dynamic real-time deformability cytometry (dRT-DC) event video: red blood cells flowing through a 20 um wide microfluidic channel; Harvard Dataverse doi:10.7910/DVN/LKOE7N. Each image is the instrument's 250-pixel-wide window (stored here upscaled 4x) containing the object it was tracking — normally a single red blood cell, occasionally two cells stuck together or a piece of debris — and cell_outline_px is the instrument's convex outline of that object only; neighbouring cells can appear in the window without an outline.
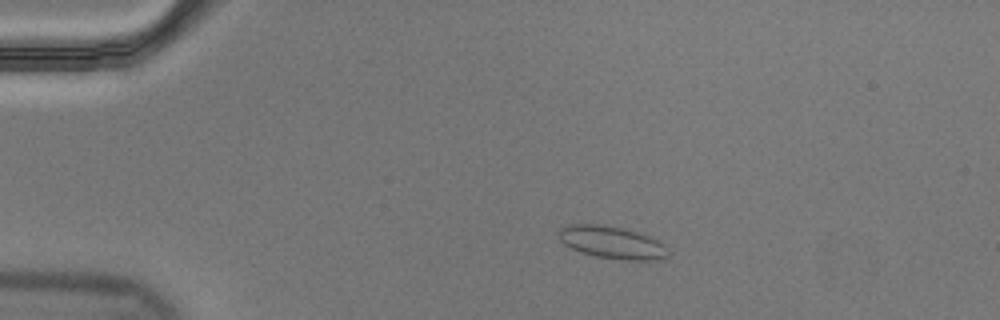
{"species": "Egyptian fruit bat (a non-hibernating species)", "species_latin": "Rousettus aegyptiacus", "temperature_condition": "cold", "stored_images_in_passage": 54, "camera_frame_rate_fps": 3000, "um_per_image_px": 0.085, "animal": {"sex": "male"}, "frame": {"image": 1, "passage_image": 8, "time_ms": 2.333, "image_size_px": [1000, 320], "cell_outline_px": [[668, 256], [660, 260], [620, 260], [596, 256], [580, 252], [564, 244], [560, 240], [556, 232], [560, 228], [572, 224], [600, 224], [620, 228], [636, 232], [648, 236], [664, 244], [668, 252]], "centroid_in_image_um": [51.99, 20.62], "position_along_channel_um": 33.0, "area_um2": 20.63}}
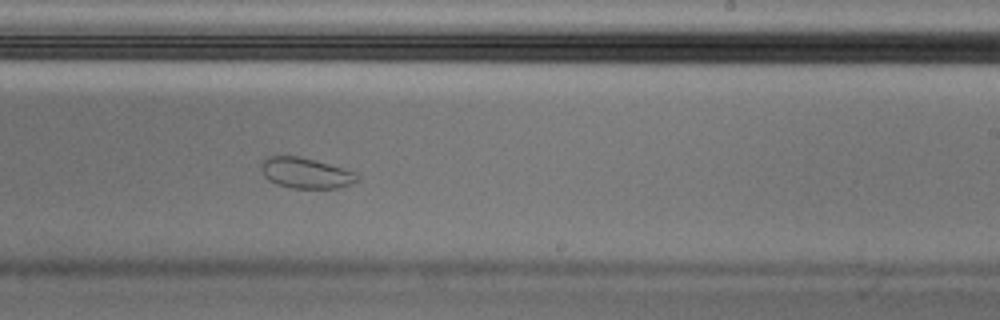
{"frame": {"image": 2, "passage_image": 32, "time_ms": 10.333, "image_size_px": [1000, 320], "cell_outline_px": [[360, 180], [336, 188], [292, 188], [276, 184], [268, 180], [264, 176], [260, 168], [260, 164], [264, 156], [300, 156], [344, 168], [356, 172], [360, 176]], "centroid_in_image_um": [25.96, 14.69], "position_along_channel_um": 263.0, "area_um2": 17.34}}
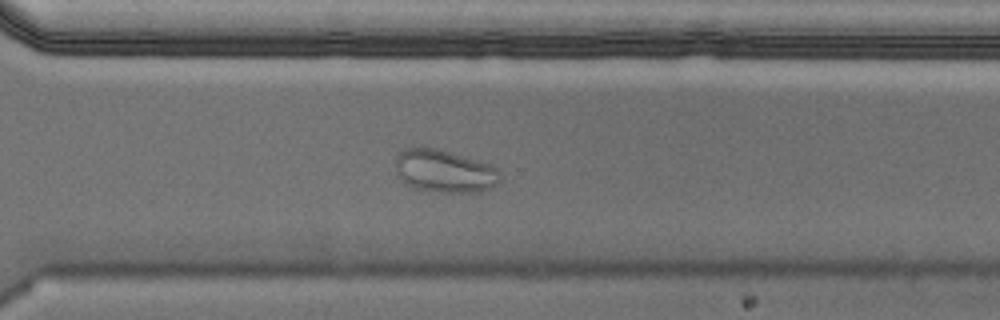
{"frame": {"image": 3, "passage_image": 38, "time_ms": 12.333, "image_size_px": [1000, 320], "cell_outline_px": [[500, 180], [492, 188], [472, 192], [436, 192], [416, 188], [404, 184], [396, 172], [396, 156], [408, 144], [420, 144], [436, 148], [492, 164], [500, 172]], "centroid_in_image_um": [37.72, 14.5], "position_along_channel_um": 332.9, "area_um2": 26.7}}